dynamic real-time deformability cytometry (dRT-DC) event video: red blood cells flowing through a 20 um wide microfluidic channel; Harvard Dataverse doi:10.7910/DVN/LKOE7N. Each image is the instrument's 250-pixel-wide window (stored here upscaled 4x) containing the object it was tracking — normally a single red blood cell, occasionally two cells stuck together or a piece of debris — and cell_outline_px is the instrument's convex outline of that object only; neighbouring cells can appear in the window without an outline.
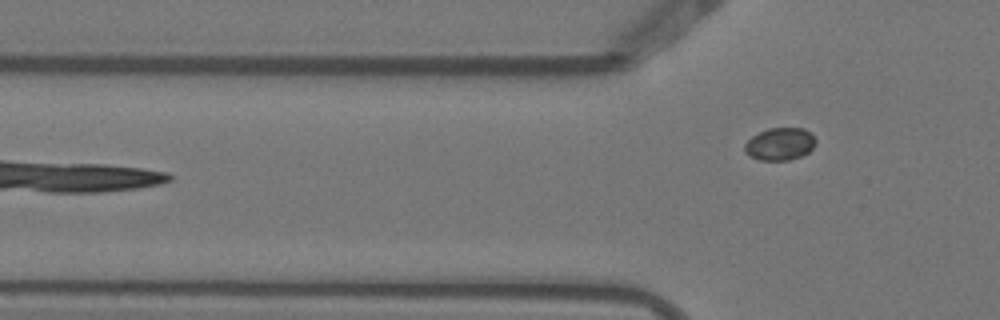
{"species": "Egyptian fruit bat (a non-hibernating species)", "species_latin": "Rousettus aegyptiacus", "temperature_condition": "warm", "stored_images_in_passage": 5, "camera_frame_rate_fps": 3000, "um_per_image_px": 0.085, "animal": {"sex": "female"}, "frame": {"image": 1, "passage_image": 5, "time_ms": 1.333, "image_size_px": [1000, 320], "cell_outline_px": [[816, 144], [808, 152], [800, 156], [788, 160], [760, 160], [748, 156], [744, 152], [744, 144], [752, 136], [768, 128], [804, 128], [812, 132], [816, 140]], "centroid_in_image_um": [66.29, 12.23], "position_along_channel_um": 59.5, "area_um2": 13.58}}